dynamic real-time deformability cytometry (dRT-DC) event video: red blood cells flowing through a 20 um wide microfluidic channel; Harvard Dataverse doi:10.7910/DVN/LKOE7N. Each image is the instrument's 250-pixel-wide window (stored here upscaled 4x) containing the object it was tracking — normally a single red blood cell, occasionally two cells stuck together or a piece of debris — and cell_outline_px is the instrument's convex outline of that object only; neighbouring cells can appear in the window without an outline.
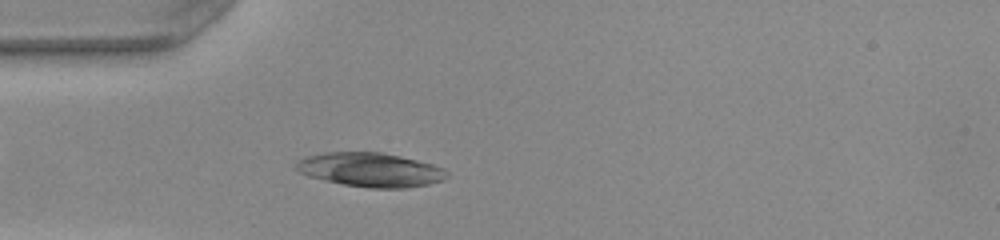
{"species": "common noctule bat (a hibernating species)", "species_latin": "Nyctalus noctula", "temperature_condition": "warm", "stored_images_in_passage": 31, "camera_frame_rate_fps": 3000, "um_per_image_px": 0.085, "animal": {"sex": "female", "body_mass_g": 22.0, "forearm_length_mm": 56.7}, "frame": {"image": 1, "passage_image": 1, "time_ms": 0.0, "image_size_px": [1000, 240], "cell_outline_px": [[448, 176], [444, 180], [428, 184], [404, 188], [368, 188], [344, 184], [324, 180], [308, 176], [300, 172], [296, 168], [296, 160], [308, 156], [324, 152], [380, 152], [400, 156], [432, 164], [444, 168], [448, 172]], "centroid_in_image_um": [31.49, 14.43], "position_along_channel_um": 53.5, "area_um2": 29.88}}
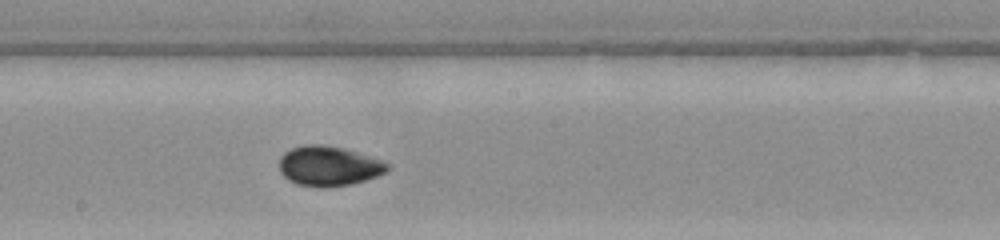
{"frame": {"image": 2, "passage_image": 14, "time_ms": 4.333, "image_size_px": [1000, 240], "cell_outline_px": [[392, 168], [376, 176], [352, 184], [296, 184], [288, 180], [280, 172], [280, 156], [284, 152], [292, 148], [304, 144], [324, 144], [344, 148], [384, 160], [392, 164]], "centroid_in_image_um": [27.98, 14.05], "position_along_channel_um": 220.2, "area_um2": 24.68}}
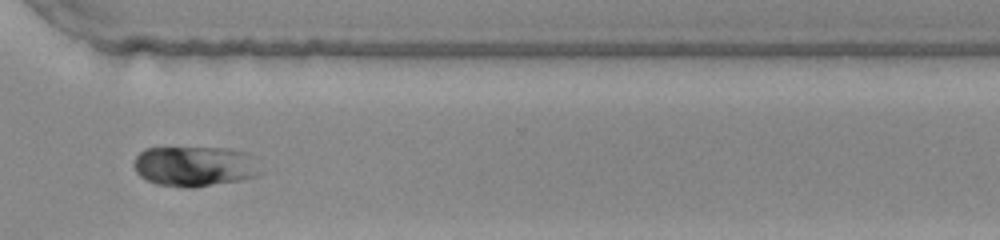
{"frame": {"image": 3, "passage_image": 24, "time_ms": 7.667, "image_size_px": [1000, 240], "cell_outline_px": [[260, 176], [244, 180], [196, 188], [184, 188], [156, 184], [144, 180], [136, 172], [132, 164], [136, 156], [144, 148], [228, 148], [244, 152], [248, 156], [260, 172]], "centroid_in_image_um": [16.48, 14.16], "position_along_channel_um": 354.1, "area_um2": 29.88}, "authors_computed_cell_mechanics": {"area_um2": 27.8596, "velocity_mm_per_s": 4.014, "shape_relaxation_time_tau1_ms": 4.1678, "shape_relaxation_time_tau2_ms": null, "deformation_change_tau1": 0.2737, "deformation_change_tau2": null}}